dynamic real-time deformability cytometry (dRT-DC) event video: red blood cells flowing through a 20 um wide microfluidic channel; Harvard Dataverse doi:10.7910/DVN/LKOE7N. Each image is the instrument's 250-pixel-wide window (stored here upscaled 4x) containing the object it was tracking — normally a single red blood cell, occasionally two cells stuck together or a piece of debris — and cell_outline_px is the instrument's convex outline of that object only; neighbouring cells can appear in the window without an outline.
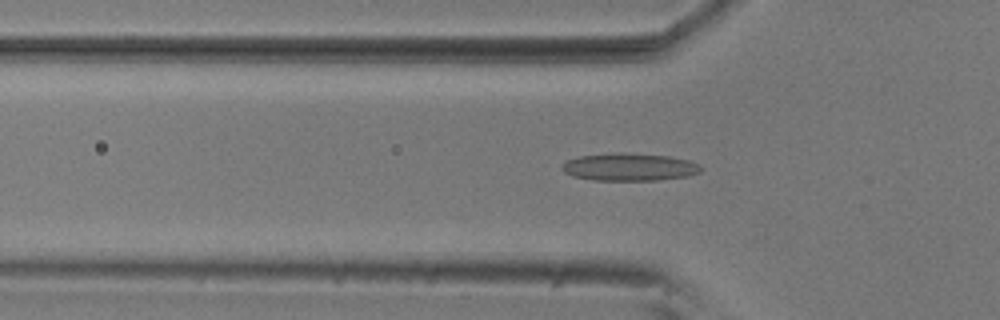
{"species": "common noctule bat (a hibernating species)", "species_latin": "Nyctalus noctula", "temperature_condition": "room temperature", "stored_images_in_passage": 39, "camera_frame_rate_fps": 3000, "um_per_image_px": 0.085, "animal": {"sex": "male", "body_mass_g": 20.5, "forearm_length_mm": 52.5}, "frame": {"image": 1, "passage_image": 2, "time_ms": 0.333, "image_size_px": [1000, 320], "cell_outline_px": [[700, 172], [688, 176], [656, 180], [592, 180], [572, 176], [564, 172], [560, 168], [568, 160], [580, 156], [668, 156], [688, 160], [700, 164]], "centroid_in_image_um": [53.52, 14.26], "position_along_channel_um": 72.3, "area_um2": 20.92}}
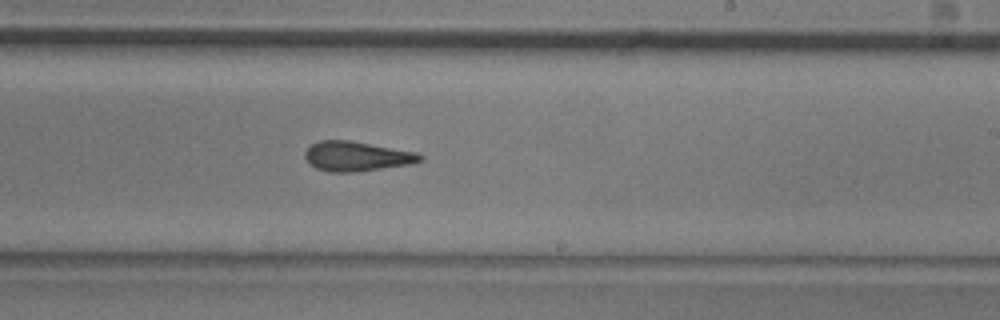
{"frame": {"image": 2, "passage_image": 17, "time_ms": 5.333, "image_size_px": [1000, 320], "cell_outline_px": [[424, 160], [412, 164], [352, 172], [328, 172], [316, 168], [304, 156], [304, 152], [312, 144], [320, 140], [352, 140], [416, 152], [424, 156]], "centroid_in_image_um": [30.35, 13.27], "position_along_channel_um": 258.7, "area_um2": 19.94}}
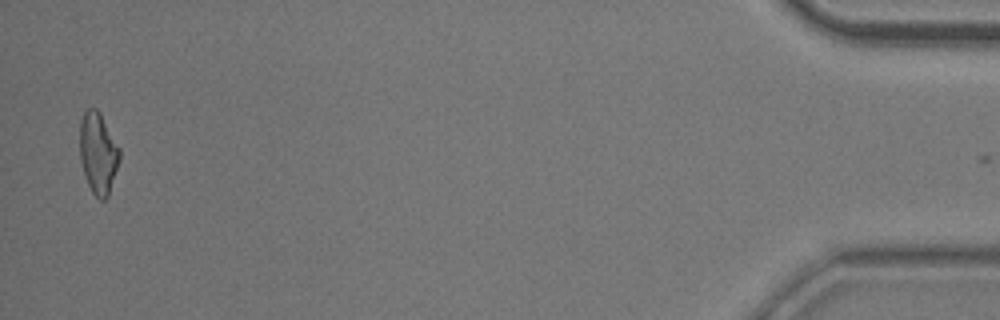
{"frame": {"image": 3, "passage_image": 38, "time_ms": 12.333, "image_size_px": [1000, 320], "cell_outline_px": [[120, 160], [108, 196], [104, 200], [100, 200], [92, 192], [84, 176], [80, 160], [80, 120], [84, 112], [88, 108], [96, 108], [100, 112], [120, 148]], "centroid_in_image_um": [8.34, 13.01], "position_along_channel_um": 426.9, "area_um2": 19.02}}